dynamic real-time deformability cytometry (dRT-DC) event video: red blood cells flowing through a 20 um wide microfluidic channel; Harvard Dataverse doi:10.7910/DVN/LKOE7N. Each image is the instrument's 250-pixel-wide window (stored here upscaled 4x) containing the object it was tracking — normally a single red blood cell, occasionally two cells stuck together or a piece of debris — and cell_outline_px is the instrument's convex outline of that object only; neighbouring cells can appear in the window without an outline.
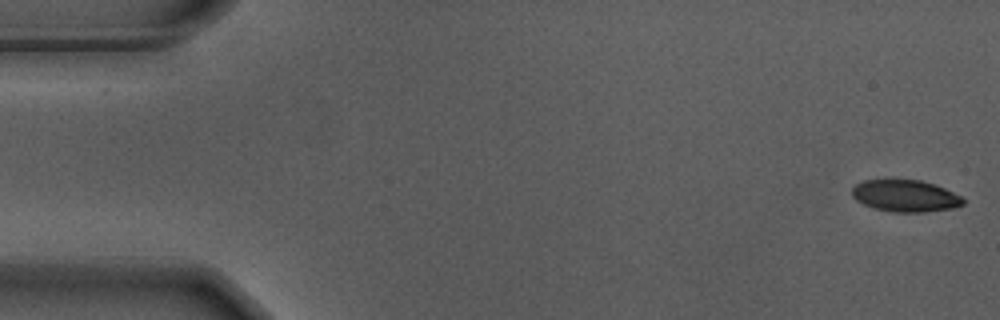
{"species": "Egyptian fruit bat (a non-hibernating species)", "species_latin": "Rousettus aegyptiacus", "temperature_condition": "warm", "stored_images_in_passage": 55, "camera_frame_rate_fps": 3000, "um_per_image_px": 0.085, "animal": {"sex": "male"}, "frame": {"image": 1, "passage_image": 1, "time_ms": 0.0, "image_size_px": [1000, 320], "cell_outline_px": [[964, 204], [952, 208], [924, 212], [892, 212], [876, 208], [864, 204], [856, 200], [852, 196], [852, 188], [856, 184], [864, 180], [920, 180], [936, 184], [960, 196], [964, 200]], "centroid_in_image_um": [76.95, 16.64], "position_along_channel_um": 8.1, "area_um2": 20.46}}
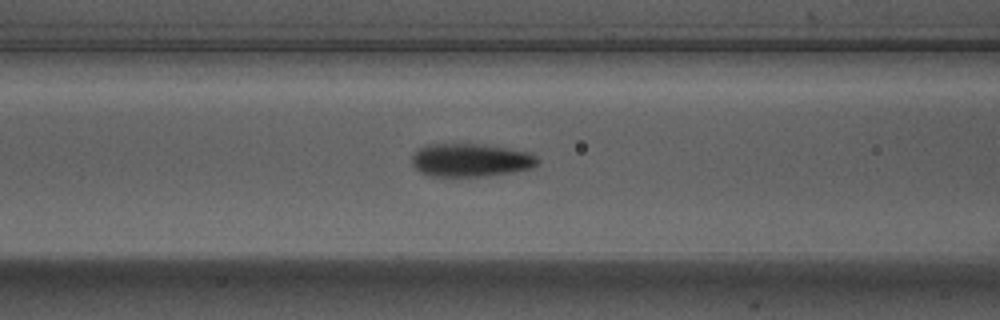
{"frame": {"image": 2, "passage_image": 22, "time_ms": 7.0, "image_size_px": [1000, 320], "cell_outline_px": [[540, 160], [532, 168], [512, 172], [488, 176], [428, 176], [420, 172], [412, 164], [412, 152], [416, 148], [428, 144], [484, 144], [528, 152], [536, 156]], "centroid_in_image_um": [39.96, 13.61], "position_along_channel_um": 126.6, "area_um2": 24.51}}
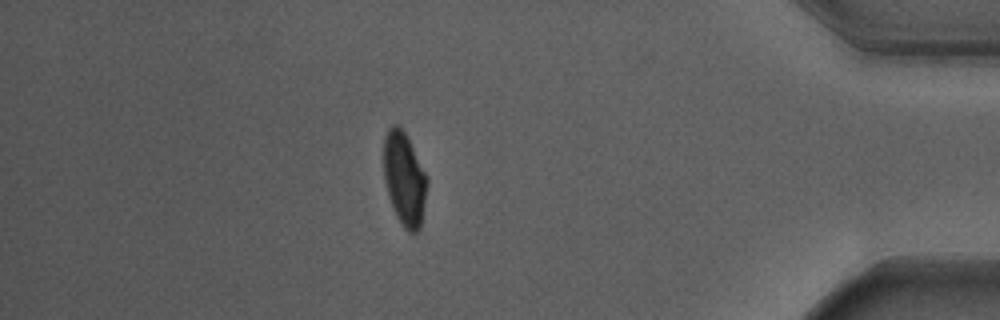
{"frame": {"image": 3, "passage_image": 48, "time_ms": 15.667, "image_size_px": [1000, 320], "cell_outline_px": [[428, 184], [420, 228], [416, 232], [408, 232], [404, 228], [396, 216], [388, 192], [384, 176], [384, 136], [388, 128], [392, 124], [396, 124], [408, 136], [428, 180]], "centroid_in_image_um": [34.38, 15.18], "position_along_channel_um": 400.8, "area_um2": 23.41}, "authors_computed_cell_mechanics": {"area_um2": 23.3512, "velocity_mm_per_s": 3.6886, "shape_relaxation_time_tau1_ms": 2.9656, "shape_relaxation_time_tau2_ms": null, "deformation_change_tau1": 0.167, "deformation_change_tau2": null}}